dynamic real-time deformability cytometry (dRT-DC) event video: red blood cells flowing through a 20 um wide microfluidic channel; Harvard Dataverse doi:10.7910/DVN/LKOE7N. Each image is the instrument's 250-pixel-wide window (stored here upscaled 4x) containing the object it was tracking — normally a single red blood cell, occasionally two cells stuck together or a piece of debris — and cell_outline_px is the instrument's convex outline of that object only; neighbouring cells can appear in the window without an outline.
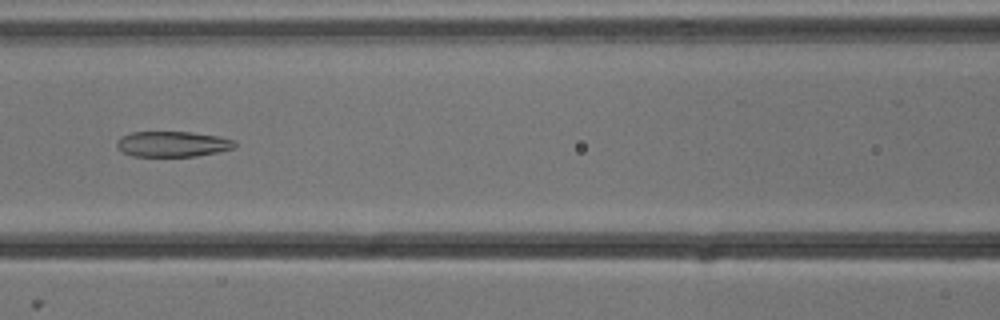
{"species": "common noctule bat (a hibernating species)", "species_latin": "Nyctalus noctula", "temperature_condition": "cold", "stored_images_in_passage": 6, "camera_frame_rate_fps": 3000, "um_per_image_px": 0.085, "animal": {"sex": "male", "body_mass_g": 13.3}, "frame": {"image": 1, "passage_image": 6, "time_ms": 1.667, "image_size_px": [1000, 320], "cell_outline_px": [[236, 144], [232, 148], [216, 152], [196, 156], [132, 156], [124, 152], [116, 144], [116, 140], [120, 136], [132, 132], [192, 132], [220, 136], [236, 140]], "centroid_in_image_um": [14.67, 12.23], "position_along_channel_um": 151.9, "area_um2": 17.51}}